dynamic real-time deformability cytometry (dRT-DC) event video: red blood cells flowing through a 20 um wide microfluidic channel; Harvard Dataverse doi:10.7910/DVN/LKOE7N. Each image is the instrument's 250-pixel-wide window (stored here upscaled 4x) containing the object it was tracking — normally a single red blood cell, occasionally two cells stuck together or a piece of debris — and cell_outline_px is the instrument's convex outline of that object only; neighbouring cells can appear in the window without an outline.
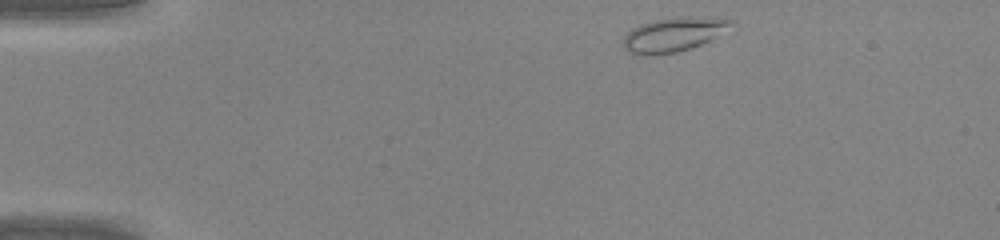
{"species": "common noctule bat (a hibernating species)", "species_latin": "Nyctalus noctula", "temperature_condition": "warm", "stored_images_in_passage": 39, "camera_frame_rate_fps": 3000, "um_per_image_px": 0.085, "animal": {"sex": "male", "body_mass_g": 20.0, "forearm_length_mm": 53.3}, "frame": {"image": 1, "passage_image": 1, "time_ms": 0.0, "image_size_px": [1000, 240], "cell_outline_px": [[732, 24], [708, 40], [700, 44], [676, 52], [652, 56], [632, 52], [624, 48], [624, 36], [632, 28], [640, 24], [656, 20], [720, 16], [732, 20]], "centroid_in_image_um": [57.21, 2.94], "position_along_channel_um": 27.8, "area_um2": 20.58}}
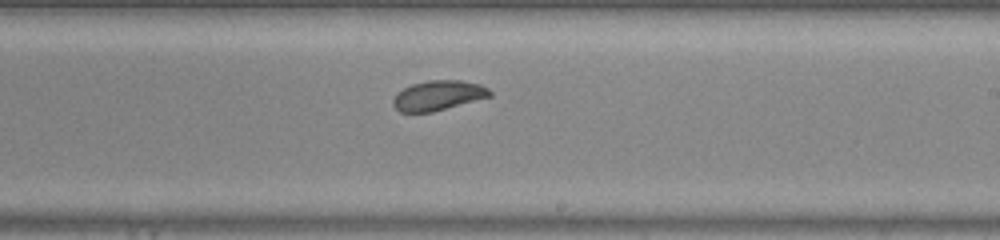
{"frame": {"image": 2, "passage_image": 21, "time_ms": 6.667, "image_size_px": [1000, 240], "cell_outline_px": [[492, 96], [432, 112], [400, 112], [392, 104], [392, 100], [396, 92], [412, 84], [428, 80], [460, 80], [480, 84], [488, 88], [492, 92]], "centroid_in_image_um": [37.24, 8.11], "position_along_channel_um": 251.8, "area_um2": 16.88}}
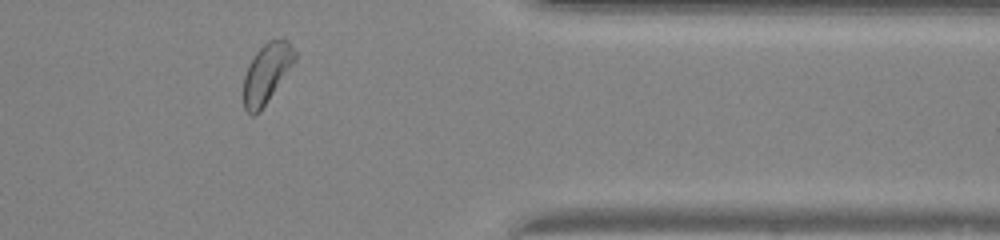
{"frame": {"image": 3, "passage_image": 31, "time_ms": 10.0, "image_size_px": [1000, 240], "cell_outline_px": [[296, 60], [260, 112], [252, 116], [244, 108], [244, 76], [248, 64], [256, 52], [268, 40], [288, 40], [296, 52]], "centroid_in_image_um": [22.67, 6.23], "position_along_channel_um": 388.7, "area_um2": 17.63}}